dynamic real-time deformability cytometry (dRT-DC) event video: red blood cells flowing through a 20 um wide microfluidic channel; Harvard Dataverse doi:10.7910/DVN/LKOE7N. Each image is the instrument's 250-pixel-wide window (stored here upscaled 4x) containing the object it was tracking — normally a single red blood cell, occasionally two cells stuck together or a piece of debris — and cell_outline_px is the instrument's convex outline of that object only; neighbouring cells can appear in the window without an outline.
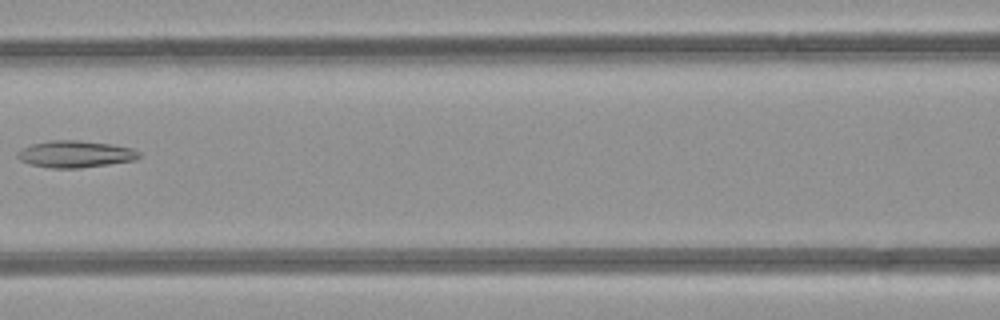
{"species": "common noctule bat (a hibernating species)", "species_latin": "Nyctalus noctula", "temperature_condition": "room temperature", "stored_images_in_passage": 6, "camera_frame_rate_fps": 3000, "um_per_image_px": 0.085, "animal": {"sex": "female", "body_mass_g": 21.9}, "frame": {"image": 1, "passage_image": 6, "time_ms": 5.667, "image_size_px": [1000, 320], "cell_outline_px": [[140, 156], [136, 160], [80, 168], [48, 168], [32, 164], [20, 160], [16, 156], [16, 152], [32, 144], [48, 140], [80, 140], [112, 144], [132, 148], [140, 152]], "centroid_in_image_um": [6.41, 13.09], "position_along_channel_um": 160.2, "area_um2": 19.07}}